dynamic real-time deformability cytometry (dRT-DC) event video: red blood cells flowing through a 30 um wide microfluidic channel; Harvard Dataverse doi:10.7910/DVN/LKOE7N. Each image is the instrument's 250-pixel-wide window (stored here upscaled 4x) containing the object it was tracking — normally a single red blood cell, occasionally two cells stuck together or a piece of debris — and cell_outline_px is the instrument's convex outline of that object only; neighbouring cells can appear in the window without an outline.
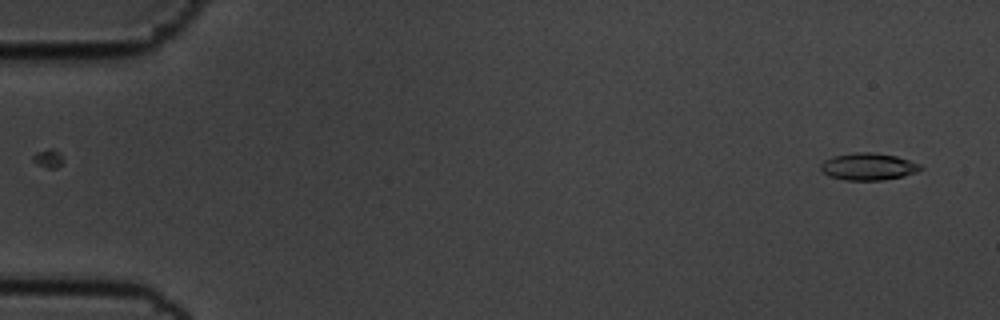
{"species": "common noctule bat (a hibernating species)", "species_latin": "Nyctalus noctula", "temperature_condition": "cold", "stored_images_in_passage": 55, "camera_frame_rate_fps": 3000, "um_per_image_px": 0.085, "animal": {"sex": "male", "body_mass_g": 19.5, "forearm_length_mm": 54.6}, "frame": {"image": 1, "passage_image": 2, "time_ms": 0.333, "image_size_px": [1000, 320], "cell_outline_px": [[924, 168], [916, 172], [904, 176], [884, 180], [844, 180], [828, 176], [820, 168], [820, 164], [824, 160], [832, 156], [852, 152], [872, 152], [896, 156], [920, 164]], "centroid_in_image_um": [73.78, 14.16], "position_along_channel_um": 11.2, "area_um2": 15.9}}
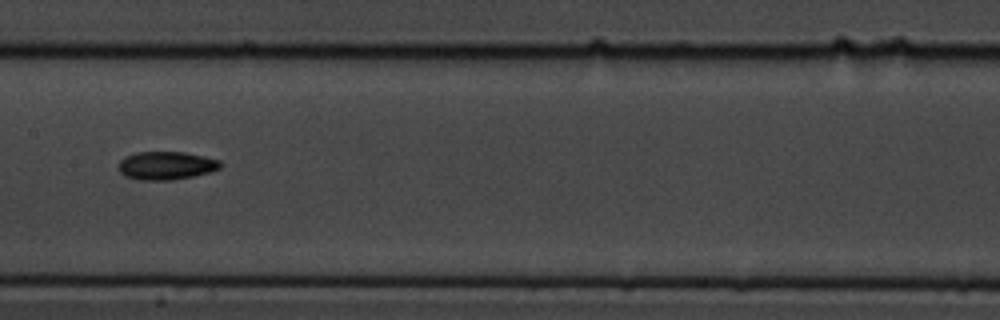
{"frame": {"image": 2, "passage_image": 28, "time_ms": 9.0, "image_size_px": [1000, 320], "cell_outline_px": [[224, 164], [220, 168], [212, 172], [172, 180], [140, 180], [124, 176], [120, 172], [120, 160], [124, 156], [136, 152], [184, 152], [204, 156], [220, 160]], "centroid_in_image_um": [14.16, 14.07], "position_along_channel_um": 193.2, "area_um2": 16.88}}
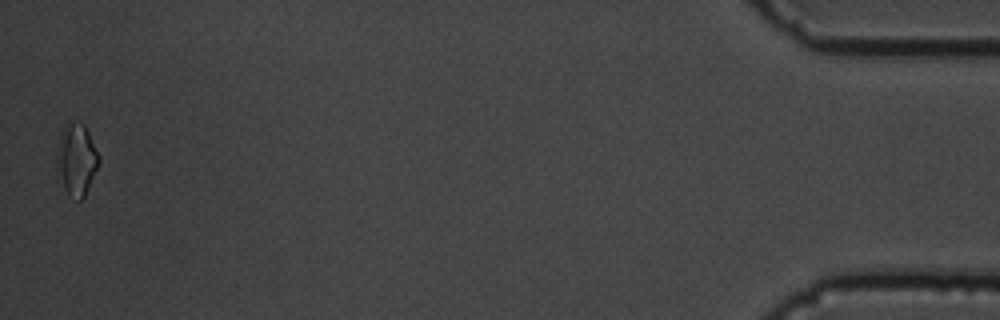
{"frame": {"image": 3, "passage_image": 55, "time_ms": 18.0, "image_size_px": [1000, 320], "cell_outline_px": [[100, 164], [84, 196], [80, 200], [68, 196], [64, 188], [56, 168], [56, 156], [60, 132], [64, 124], [72, 120], [84, 124], [100, 156]], "centroid_in_image_um": [6.49, 13.53], "position_along_channel_um": 428.7, "area_um2": 17.86}, "authors_computed_cell_mechanics": {"area_um2": 15.895, "velocity_mm_per_s": 3.587, "shape_relaxation_time_tau1_ms": 3.4556, "shape_relaxation_time_tau2_ms": 9.8815, "deformation_change_tau1": 0.0977, "deformation_change_tau2": 0.1617}}